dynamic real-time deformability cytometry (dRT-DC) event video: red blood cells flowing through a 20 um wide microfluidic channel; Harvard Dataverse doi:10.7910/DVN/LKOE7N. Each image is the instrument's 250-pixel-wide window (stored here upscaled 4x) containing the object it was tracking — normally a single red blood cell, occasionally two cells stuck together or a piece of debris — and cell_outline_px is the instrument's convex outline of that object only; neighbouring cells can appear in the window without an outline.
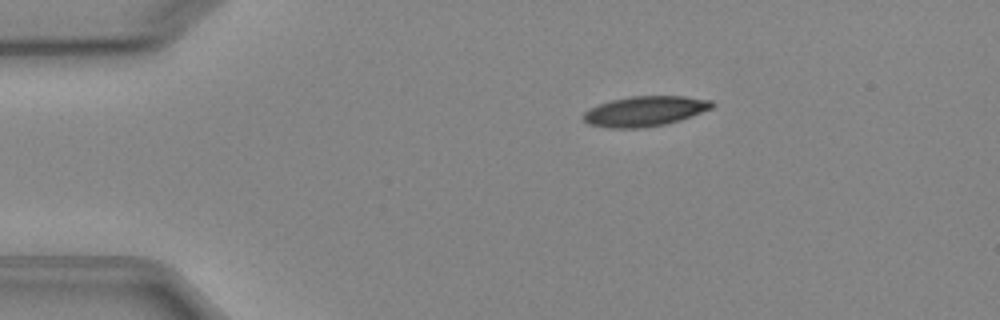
{"species": "Egyptian fruit bat (a non-hibernating species)", "species_latin": "Rousettus aegyptiacus", "temperature_condition": "cold", "stored_images_in_passage": 5, "camera_frame_rate_fps": 3000, "um_per_image_px": 0.085, "animal": {"sex": "female"}, "frame": {"image": 1, "passage_image": 3, "time_ms": 2.333, "image_size_px": [1000, 320], "cell_outline_px": [[716, 104], [712, 108], [680, 120], [664, 124], [640, 128], [608, 128], [588, 124], [584, 120], [584, 112], [588, 108], [612, 100], [632, 96], [684, 96], [712, 100]], "centroid_in_image_um": [54.82, 9.45], "position_along_channel_um": 30.2, "area_um2": 22.48}}